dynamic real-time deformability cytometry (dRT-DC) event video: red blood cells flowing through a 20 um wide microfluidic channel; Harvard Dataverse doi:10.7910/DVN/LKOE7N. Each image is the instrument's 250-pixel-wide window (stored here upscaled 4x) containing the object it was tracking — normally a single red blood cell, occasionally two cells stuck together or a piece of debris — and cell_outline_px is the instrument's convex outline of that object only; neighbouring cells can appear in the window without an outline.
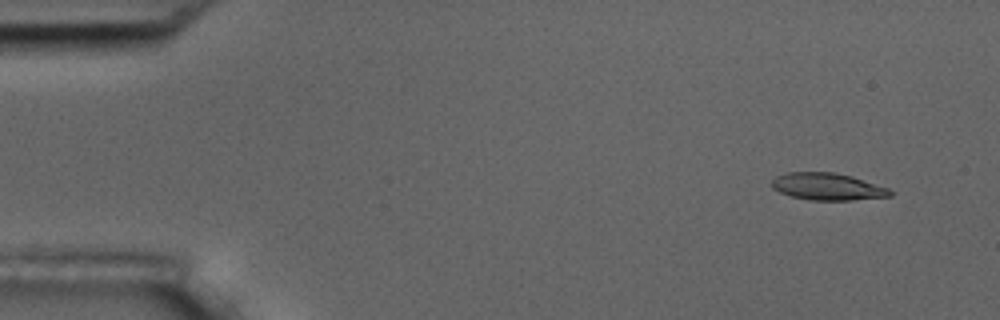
{"species": "common noctule bat (a hibernating species)", "species_latin": "Nyctalus noctula", "temperature_condition": "room temperature", "stored_images_in_passage": 5, "camera_frame_rate_fps": 3000, "um_per_image_px": 0.085, "animal": {"sex": "male", "body_mass_g": 17.5, "forearm_length_mm": 52.3}, "frame": {"image": 1, "passage_image": 1, "time_ms": 0.0, "image_size_px": [1000, 320], "cell_outline_px": [[896, 192], [892, 196], [852, 200], [808, 200], [792, 196], [780, 192], [772, 188], [772, 180], [776, 176], [788, 172], [836, 172], [852, 176], [888, 188]], "centroid_in_image_um": [70.37, 15.86], "position_along_channel_um": 14.6, "area_um2": 18.79}}
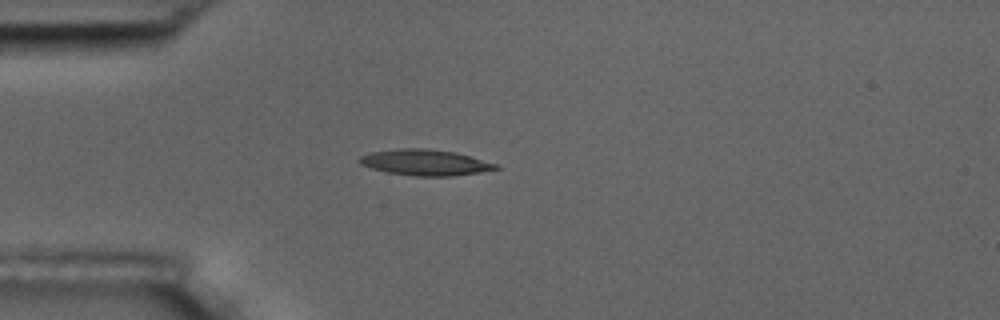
{"frame": {"image": 2, "passage_image": 4, "time_ms": 3.667, "image_size_px": [1000, 320], "cell_outline_px": [[500, 168], [480, 172], [452, 176], [416, 176], [388, 172], [372, 168], [360, 164], [356, 160], [360, 156], [372, 152], [396, 148], [428, 148], [456, 152], [496, 164]], "centroid_in_image_um": [36.1, 13.8], "position_along_channel_um": 48.9, "area_um2": 20.52}}